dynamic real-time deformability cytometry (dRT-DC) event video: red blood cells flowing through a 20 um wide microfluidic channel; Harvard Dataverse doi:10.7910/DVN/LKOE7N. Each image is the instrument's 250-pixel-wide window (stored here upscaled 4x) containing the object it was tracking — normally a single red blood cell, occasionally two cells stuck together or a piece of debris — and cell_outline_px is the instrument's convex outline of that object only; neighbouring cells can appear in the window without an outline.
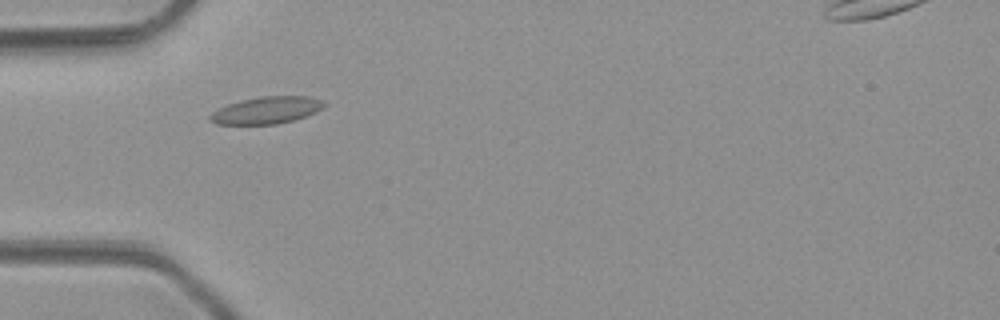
{"species": "common noctule bat (a hibernating species)", "species_latin": "Nyctalus noctula", "temperature_condition": "room temperature", "stored_images_in_passage": 4, "camera_frame_rate_fps": 3000, "um_per_image_px": 0.085, "animal": {"sex": "male", "body_mass_g": 23.1, "forearm_length_mm": 52.7}, "frame": {"image": 1, "passage_image": 2, "time_ms": 1.0, "image_size_px": [1000, 320], "cell_outline_px": [[328, 104], [324, 108], [316, 112], [292, 120], [276, 124], [216, 124], [208, 120], [208, 116], [212, 112], [228, 104], [240, 100], [260, 96], [308, 96], [324, 100]], "centroid_in_image_um": [22.67, 9.36], "position_along_channel_um": 62.3, "area_um2": 18.09}}
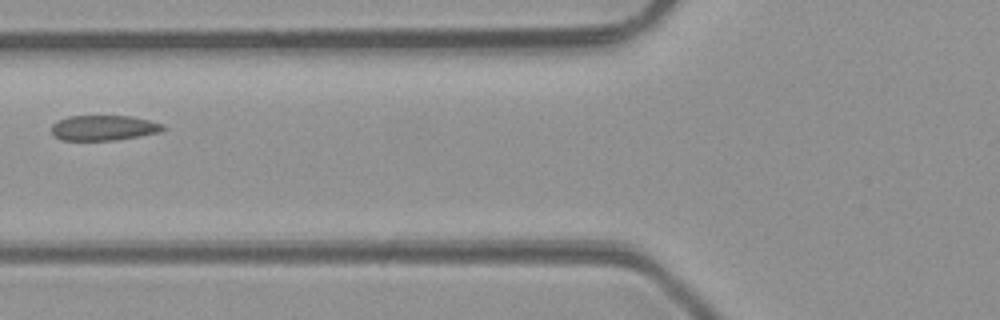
{"frame": {"image": 2, "passage_image": 3, "time_ms": 2.333, "image_size_px": [1000, 320], "cell_outline_px": [[168, 128], [160, 132], [140, 136], [116, 140], [60, 140], [52, 136], [52, 124], [68, 116], [132, 116], [164, 124]], "centroid_in_image_um": [8.83, 10.87], "position_along_channel_um": 117.0, "area_um2": 16.53}}
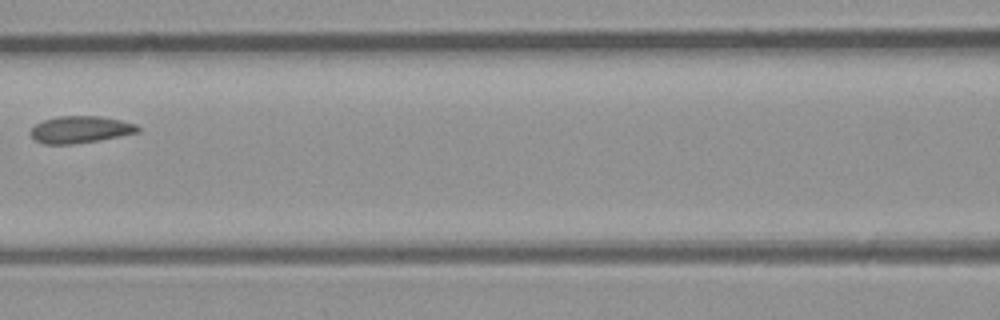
{"frame": {"image": 3, "passage_image": 4, "time_ms": 3.333, "image_size_px": [1000, 320], "cell_outline_px": [[140, 132], [120, 136], [72, 144], [44, 144], [36, 140], [28, 132], [36, 124], [44, 120], [56, 116], [100, 116], [120, 120], [136, 124], [140, 128]], "centroid_in_image_um": [6.82, 11.0], "position_along_channel_um": 159.8, "area_um2": 16.76}}